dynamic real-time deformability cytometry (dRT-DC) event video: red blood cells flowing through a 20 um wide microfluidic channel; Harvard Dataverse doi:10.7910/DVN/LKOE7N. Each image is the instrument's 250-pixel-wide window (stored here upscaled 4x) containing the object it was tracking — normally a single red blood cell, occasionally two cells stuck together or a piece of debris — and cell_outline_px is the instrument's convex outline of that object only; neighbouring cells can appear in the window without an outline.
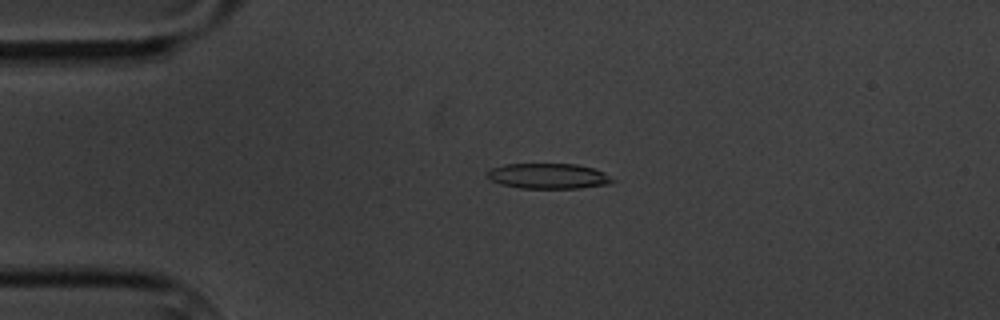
{"species": "common noctule bat (a hibernating species)", "species_latin": "Nyctalus noctula", "temperature_condition": "cold", "stored_images_in_passage": 4, "camera_frame_rate_fps": 3000, "um_per_image_px": 0.085, "animal": {"sex": "male", "body_mass_g": 20.1, "forearm_length_mm": 53.5}, "frame": {"image": 1, "passage_image": 3, "time_ms": 2.333, "image_size_px": [1000, 320], "cell_outline_px": [[616, 180], [612, 184], [580, 188], [520, 188], [500, 184], [492, 180], [484, 172], [488, 168], [504, 164], [576, 164], [596, 168], [604, 172]], "centroid_in_image_um": [46.62, 14.96], "position_along_channel_um": 38.4, "area_um2": 18.84}}